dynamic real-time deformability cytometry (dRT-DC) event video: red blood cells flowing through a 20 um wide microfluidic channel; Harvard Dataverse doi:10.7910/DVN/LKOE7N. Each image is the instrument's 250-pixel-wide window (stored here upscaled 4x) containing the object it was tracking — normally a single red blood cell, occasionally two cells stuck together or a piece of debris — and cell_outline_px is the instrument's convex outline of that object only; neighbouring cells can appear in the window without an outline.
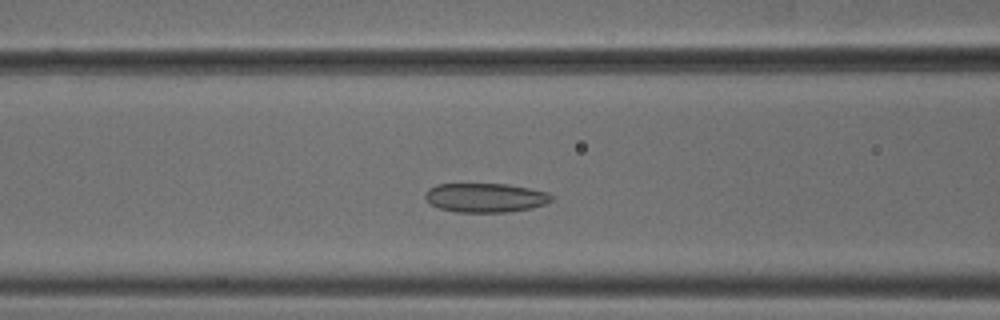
{"species": "common noctule bat (a hibernating species)", "species_latin": "Nyctalus noctula", "temperature_condition": "cold", "stored_images_in_passage": 22, "camera_frame_rate_fps": 3000, "um_per_image_px": 0.085, "animal": {"sex": "male", "body_mass_g": 18.8}, "frame": {"image": 1, "passage_image": 14, "time_ms": 4.333, "image_size_px": [1000, 320], "cell_outline_px": [[552, 200], [544, 204], [532, 208], [508, 212], [456, 212], [440, 208], [432, 204], [424, 196], [424, 192], [428, 188], [436, 184], [508, 184], [548, 192], [552, 196]], "centroid_in_image_um": [41.25, 16.8], "position_along_channel_um": 125.4, "area_um2": 21.44}}
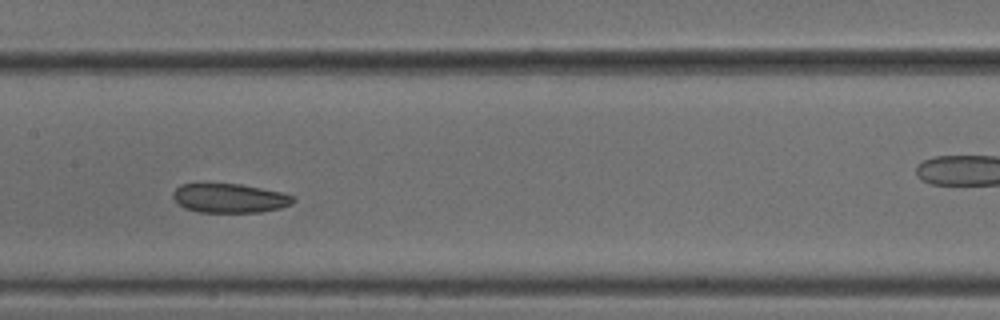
{"frame": {"image": 2, "passage_image": 19, "time_ms": 6.0, "image_size_px": [1000, 320], "cell_outline_px": [[296, 200], [292, 204], [280, 208], [260, 212], [200, 212], [184, 208], [172, 196], [172, 192], [180, 184], [240, 184], [280, 192], [296, 196]], "centroid_in_image_um": [19.54, 16.85], "position_along_channel_um": 187.9, "area_um2": 20.35}}